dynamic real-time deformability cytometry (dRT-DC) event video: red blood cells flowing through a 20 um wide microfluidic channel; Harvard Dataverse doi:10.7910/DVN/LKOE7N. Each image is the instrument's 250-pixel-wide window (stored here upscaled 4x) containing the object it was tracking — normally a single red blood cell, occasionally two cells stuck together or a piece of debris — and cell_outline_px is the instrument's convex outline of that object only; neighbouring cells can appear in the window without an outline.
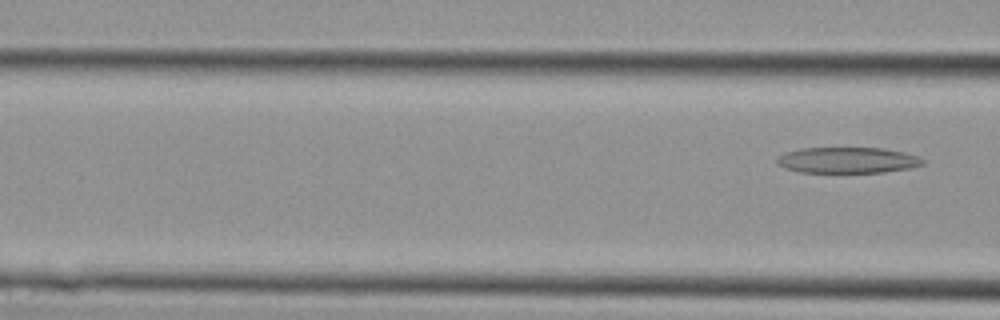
{"species": "Egyptian fruit bat (a non-hibernating species)", "species_latin": "Rousettus aegyptiacus", "temperature_condition": "cold", "stored_images_in_passage": 4, "camera_frame_rate_fps": 3000, "um_per_image_px": 0.085, "animal": {"sex": "female"}, "frame": {"image": 1, "passage_image": 4, "time_ms": 1.0, "image_size_px": [1000, 320], "cell_outline_px": [[924, 164], [912, 168], [884, 172], [800, 172], [784, 168], [776, 164], [776, 160], [784, 152], [804, 148], [884, 148], [904, 152], [920, 156], [924, 160]], "centroid_in_image_um": [72.07, 13.61], "position_along_channel_um": 94.5, "area_um2": 22.14}}